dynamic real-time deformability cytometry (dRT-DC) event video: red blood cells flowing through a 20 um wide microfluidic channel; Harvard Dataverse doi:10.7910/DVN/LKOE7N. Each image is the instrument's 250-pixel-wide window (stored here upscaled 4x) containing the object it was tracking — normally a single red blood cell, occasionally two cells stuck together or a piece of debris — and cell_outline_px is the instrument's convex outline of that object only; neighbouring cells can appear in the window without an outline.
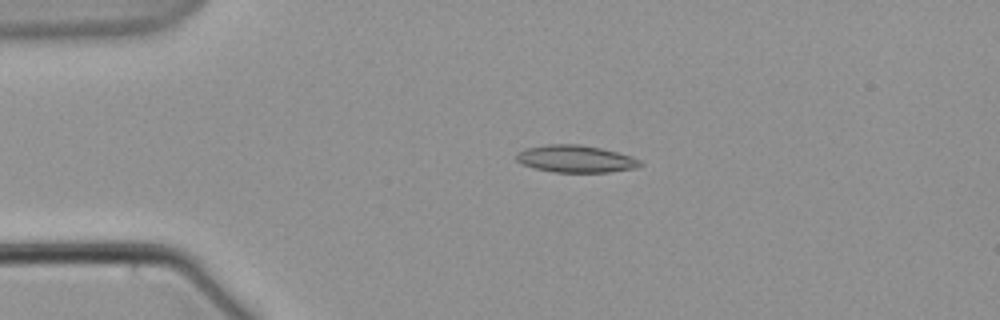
{"species": "common noctule bat (a hibernating species)", "species_latin": "Nyctalus noctula", "temperature_condition": "warm", "stored_images_in_passage": 5, "camera_frame_rate_fps": 3000, "um_per_image_px": 0.085, "animal": {"sex": "male", "body_mass_g": 21.5, "forearm_length_mm": 52.0}, "frame": {"image": 1, "passage_image": 4, "time_ms": 4.667, "image_size_px": [1000, 320], "cell_outline_px": [[644, 164], [636, 168], [608, 172], [556, 172], [536, 168], [524, 164], [516, 160], [516, 152], [524, 148], [548, 144], [580, 144], [600, 148], [632, 156], [640, 160]], "centroid_in_image_um": [48.94, 13.49], "position_along_channel_um": 36.1, "area_um2": 19.59}}